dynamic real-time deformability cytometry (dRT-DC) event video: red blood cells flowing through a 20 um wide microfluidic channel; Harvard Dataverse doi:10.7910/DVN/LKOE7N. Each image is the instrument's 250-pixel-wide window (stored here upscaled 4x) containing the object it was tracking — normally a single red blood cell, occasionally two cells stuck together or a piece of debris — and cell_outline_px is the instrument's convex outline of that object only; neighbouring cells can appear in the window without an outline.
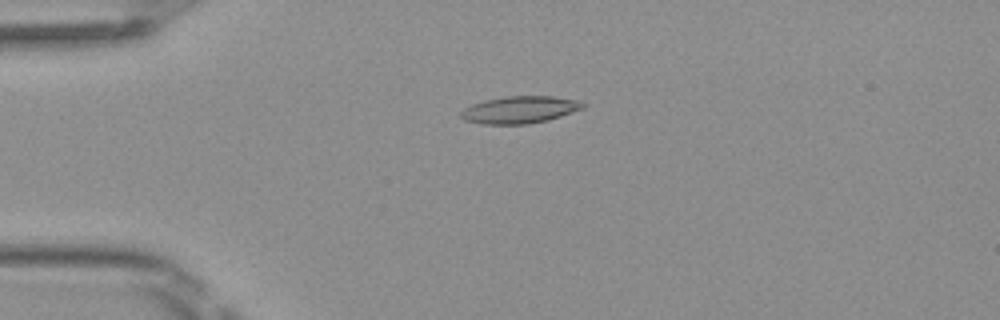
{"species": "Egyptian fruit bat (a non-hibernating species)", "species_latin": "Rousettus aegyptiacus", "temperature_condition": "room temperature", "stored_images_in_passage": 44, "camera_frame_rate_fps": 3000, "um_per_image_px": 0.085, "frame": {"image": 1, "passage_image": 7, "time_ms": 2.0, "image_size_px": [1000, 320], "cell_outline_px": [[588, 104], [584, 108], [548, 120], [528, 124], [480, 124], [464, 120], [460, 116], [460, 112], [464, 108], [472, 104], [484, 100], [504, 96], [552, 96], [576, 100]], "centroid_in_image_um": [44.16, 9.33], "position_along_channel_um": 40.8, "area_um2": 19.42}}
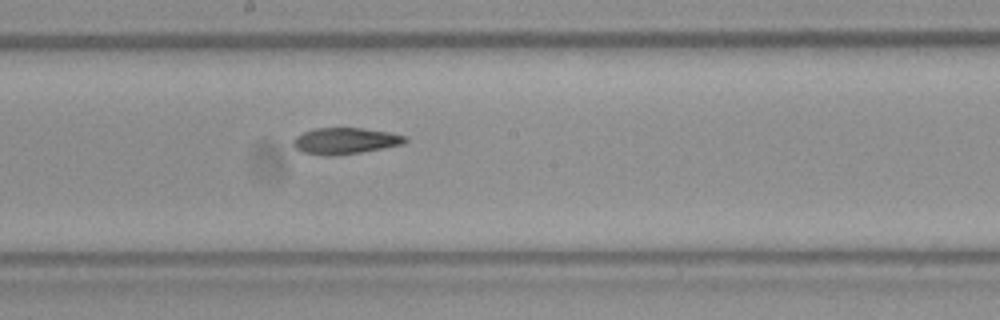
{"frame": {"image": 2, "passage_image": 22, "time_ms": 7.0, "image_size_px": [1000, 320], "cell_outline_px": [[408, 140], [404, 144], [384, 148], [336, 156], [328, 156], [304, 152], [296, 148], [292, 144], [292, 140], [296, 136], [304, 132], [316, 128], [364, 128], [388, 132], [408, 136]], "centroid_in_image_um": [29.37, 11.97], "position_along_channel_um": 218.8, "area_um2": 17.22}}
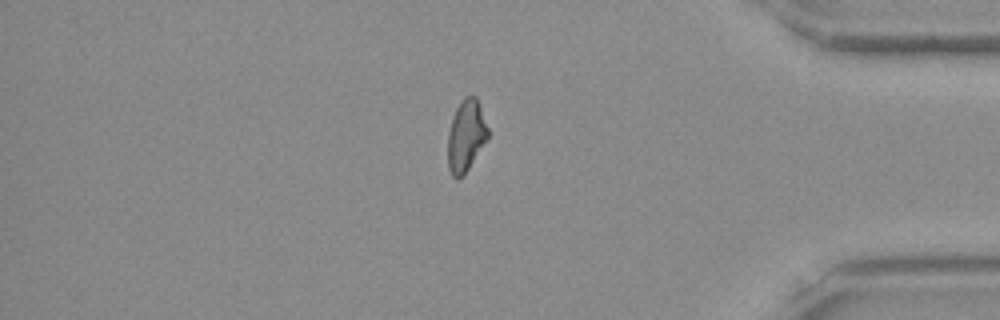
{"frame": {"image": 3, "passage_image": 37, "time_ms": 12.0, "image_size_px": [1000, 320], "cell_outline_px": [[488, 136], [464, 176], [456, 180], [452, 176], [448, 168], [448, 132], [452, 116], [460, 100], [464, 96], [476, 96], [488, 128]], "centroid_in_image_um": [39.58, 11.54], "position_along_channel_um": 395.6, "area_um2": 16.76}, "authors_computed_cell_mechanics": {"area_um2": 17.6001, "velocity_mm_per_s": 4.1122, "shape_relaxation_time_tau1_ms": null, "shape_relaxation_time_tau2_ms": 7.7903, "deformation_change_tau1": null, "deformation_change_tau2": 0.1696}}